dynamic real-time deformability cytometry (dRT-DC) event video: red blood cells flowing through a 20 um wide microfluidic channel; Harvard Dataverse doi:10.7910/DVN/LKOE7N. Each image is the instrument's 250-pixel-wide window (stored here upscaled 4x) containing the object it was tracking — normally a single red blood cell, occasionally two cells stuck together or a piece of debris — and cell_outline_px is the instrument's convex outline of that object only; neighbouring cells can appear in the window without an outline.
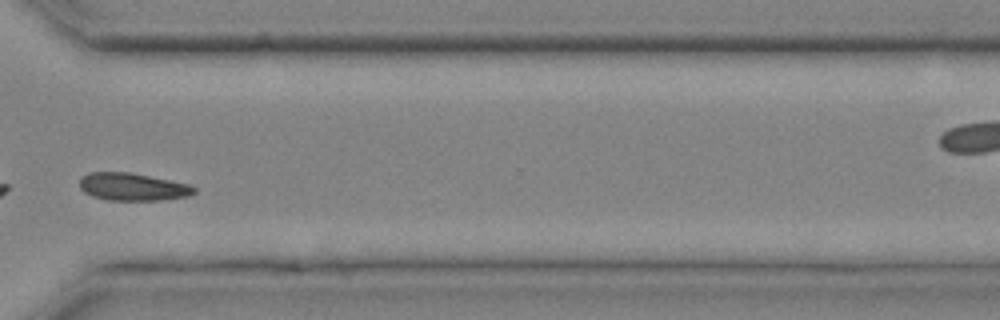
{"species": "common noctule bat (a hibernating species)", "species_latin": "Nyctalus noctula", "temperature_condition": "cold", "stored_images_in_passage": 25, "camera_frame_rate_fps": 3000, "um_per_image_px": 0.085, "animal": {"sex": "male", "body_mass_g": 20.4}, "frame": {"image": 1, "passage_image": 18, "time_ms": 5.667, "image_size_px": [1000, 320], "cell_outline_px": [[196, 192], [188, 196], [160, 200], [108, 200], [92, 196], [84, 192], [80, 188], [80, 176], [88, 172], [128, 172], [188, 184], [196, 188]], "centroid_in_image_um": [11.23, 15.88], "position_along_channel_um": 359.4, "area_um2": 18.32}}